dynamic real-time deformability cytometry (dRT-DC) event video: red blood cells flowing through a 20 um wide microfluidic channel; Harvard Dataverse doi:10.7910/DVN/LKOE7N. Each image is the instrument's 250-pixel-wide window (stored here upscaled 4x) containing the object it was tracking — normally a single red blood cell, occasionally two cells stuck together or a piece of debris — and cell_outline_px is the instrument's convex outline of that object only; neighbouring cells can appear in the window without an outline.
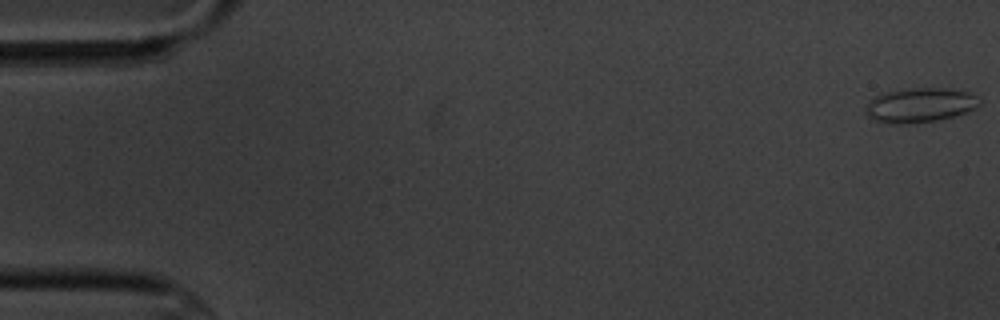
{"species": "common noctule bat (a hibernating species)", "species_latin": "Nyctalus noctula", "temperature_condition": "cold", "stored_images_in_passage": 10, "camera_frame_rate_fps": 3000, "um_per_image_px": 0.085, "animal": {"sex": "male", "body_mass_g": 20.1, "forearm_length_mm": 53.5}, "frame": {"image": 1, "passage_image": 1, "time_ms": 0.0, "image_size_px": [1000, 320], "cell_outline_px": [[980, 104], [968, 112], [956, 116], [936, 120], [900, 124], [892, 124], [876, 120], [868, 116], [864, 108], [876, 96], [884, 92], [916, 88], [948, 88], [968, 92], [980, 96]], "centroid_in_image_um": [78.25, 8.93], "position_along_channel_um": 6.7, "area_um2": 22.77}}
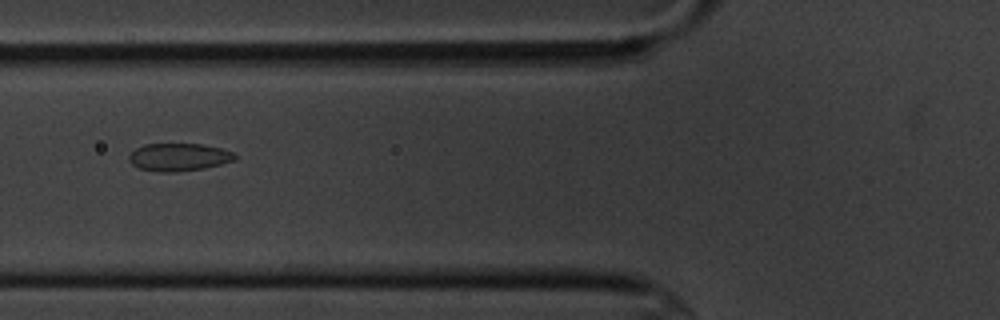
{"frame": {"image": 2, "passage_image": 7, "time_ms": 7.0, "image_size_px": [1000, 320], "cell_outline_px": [[236, 160], [204, 168], [176, 172], [160, 172], [140, 168], [132, 164], [128, 160], [128, 156], [136, 148], [144, 144], [204, 144], [236, 152]], "centroid_in_image_um": [15.22, 13.35], "position_along_channel_um": 110.6, "area_um2": 17.17}}
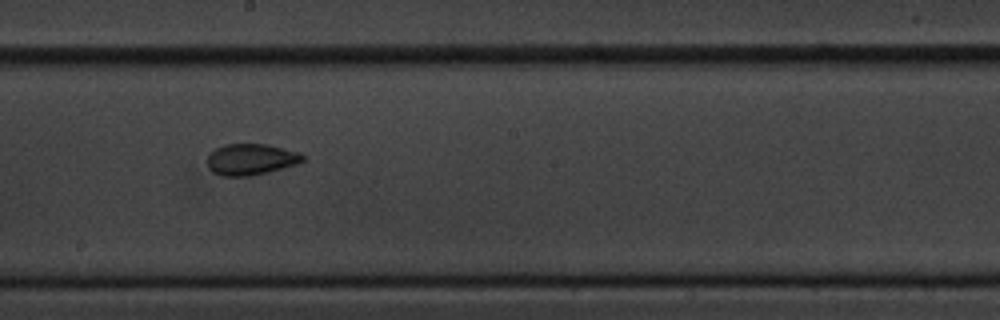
{"frame": {"image": 3, "passage_image": 10, "time_ms": 10.333, "image_size_px": [1000, 320], "cell_outline_px": [[304, 160], [296, 164], [268, 172], [252, 176], [220, 176], [212, 172], [208, 168], [208, 156], [216, 148], [224, 144], [268, 144], [300, 152], [304, 156]], "centroid_in_image_um": [21.32, 13.55], "position_along_channel_um": 226.9, "area_um2": 17.46}}